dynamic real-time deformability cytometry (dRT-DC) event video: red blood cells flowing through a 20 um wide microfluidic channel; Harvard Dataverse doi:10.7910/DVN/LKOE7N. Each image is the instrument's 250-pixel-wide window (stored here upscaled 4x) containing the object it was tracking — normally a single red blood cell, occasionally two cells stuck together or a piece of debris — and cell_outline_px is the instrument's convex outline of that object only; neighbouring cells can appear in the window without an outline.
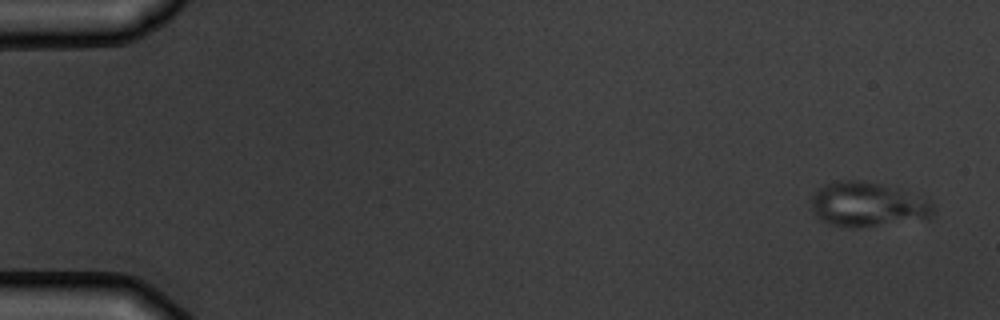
{"species": "common noctule bat (a hibernating species)", "species_latin": "Nyctalus noctula", "temperature_condition": "warm", "stored_images_in_passage": 5, "camera_frame_rate_fps": 3000, "um_per_image_px": 0.085, "animal": {"sex": "male", "body_mass_g": 19.5, "forearm_length_mm": 54.6}, "frame": {"image": 1, "passage_image": 1, "time_ms": 0.0, "image_size_px": [1000, 320], "cell_outline_px": [[936, 212], [928, 220], [860, 228], [848, 228], [832, 224], [820, 220], [816, 216], [812, 208], [812, 196], [824, 184], [836, 180], [860, 180], [880, 184], [896, 188], [928, 200], [932, 204]], "centroid_in_image_um": [73.78, 17.41], "position_along_channel_um": 11.2, "area_um2": 32.14}}